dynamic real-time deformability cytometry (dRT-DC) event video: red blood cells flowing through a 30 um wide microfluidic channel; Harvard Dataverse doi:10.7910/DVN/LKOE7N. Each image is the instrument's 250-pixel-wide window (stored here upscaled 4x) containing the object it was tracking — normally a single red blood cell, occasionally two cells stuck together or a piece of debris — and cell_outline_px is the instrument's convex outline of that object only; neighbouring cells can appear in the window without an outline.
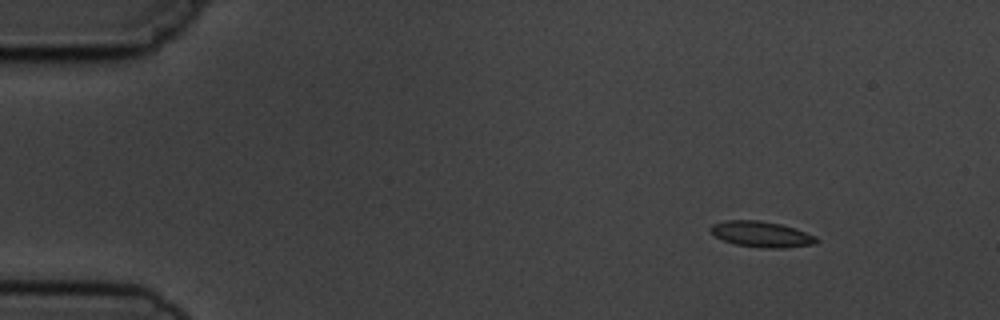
{"species": "common noctule bat (a hibernating species)", "species_latin": "Nyctalus noctula", "temperature_condition": "cold", "stored_images_in_passage": 3, "camera_frame_rate_fps": 3000, "um_per_image_px": 0.085, "animal": {"sex": "male", "body_mass_g": 19.5, "forearm_length_mm": 54.6}, "frame": {"image": 1, "passage_image": 1, "time_ms": 0.0, "image_size_px": [1000, 320], "cell_outline_px": [[820, 240], [816, 244], [780, 248], [764, 248], [736, 244], [724, 240], [716, 236], [708, 228], [712, 224], [724, 220], [760, 220], [780, 224], [796, 228], [816, 236]], "centroid_in_image_um": [64.75, 19.9], "position_along_channel_um": 20.3, "area_um2": 15.95}}
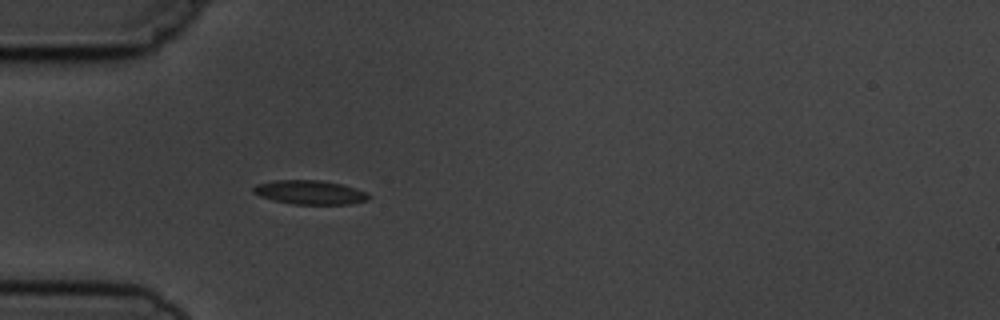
{"frame": {"image": 2, "passage_image": 3, "time_ms": 3.333, "image_size_px": [1000, 320], "cell_outline_px": [[372, 196], [368, 200], [348, 204], [292, 204], [260, 196], [252, 192], [252, 188], [256, 184], [272, 180], [320, 180], [340, 184], [356, 188]], "centroid_in_image_um": [26.32, 16.34], "position_along_channel_um": 58.7, "area_um2": 16.07}}